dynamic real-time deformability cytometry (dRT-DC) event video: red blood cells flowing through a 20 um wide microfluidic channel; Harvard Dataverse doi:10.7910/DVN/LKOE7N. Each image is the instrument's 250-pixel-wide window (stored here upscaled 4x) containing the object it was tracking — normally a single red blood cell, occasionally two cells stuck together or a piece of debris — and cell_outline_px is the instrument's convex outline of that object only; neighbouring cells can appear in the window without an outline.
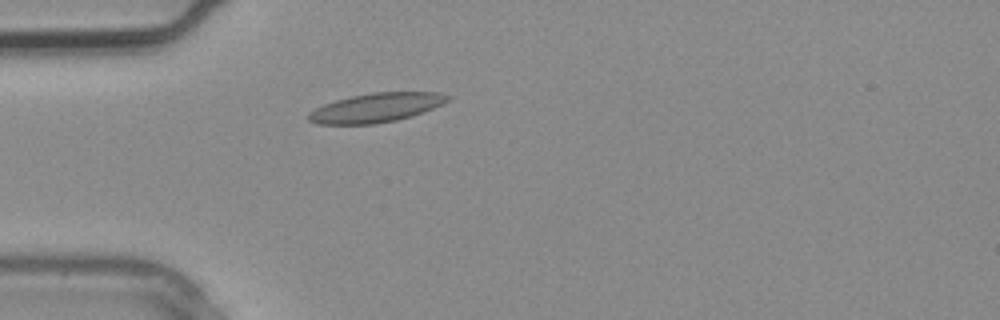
{"species": "common noctule bat (a hibernating species)", "species_latin": "Nyctalus noctula", "temperature_condition": "warm", "stored_images_in_passage": 2, "camera_frame_rate_fps": 3000, "um_per_image_px": 0.085, "animal": {"sex": "male", "body_mass_g": 20.4}, "frame": {"image": 1, "passage_image": 2, "time_ms": 0.333, "image_size_px": [1000, 320], "cell_outline_px": [[452, 96], [448, 100], [424, 112], [412, 116], [396, 120], [376, 124], [316, 124], [308, 120], [308, 112], [324, 104], [336, 100], [352, 96], [372, 92], [440, 92]], "centroid_in_image_um": [31.96, 9.15], "position_along_channel_um": 53.0, "area_um2": 23.58}}